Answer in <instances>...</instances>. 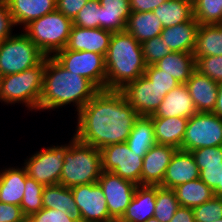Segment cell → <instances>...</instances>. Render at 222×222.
Masks as SVG:
<instances>
[{"label": "cell", "mask_w": 222, "mask_h": 222, "mask_svg": "<svg viewBox=\"0 0 222 222\" xmlns=\"http://www.w3.org/2000/svg\"><path fill=\"white\" fill-rule=\"evenodd\" d=\"M100 1L89 0L87 4L78 12L73 25L81 28H100Z\"/></svg>", "instance_id": "obj_36"}, {"label": "cell", "mask_w": 222, "mask_h": 222, "mask_svg": "<svg viewBox=\"0 0 222 222\" xmlns=\"http://www.w3.org/2000/svg\"><path fill=\"white\" fill-rule=\"evenodd\" d=\"M178 149L174 146L155 144L143 157L141 185H160L168 165Z\"/></svg>", "instance_id": "obj_15"}, {"label": "cell", "mask_w": 222, "mask_h": 222, "mask_svg": "<svg viewBox=\"0 0 222 222\" xmlns=\"http://www.w3.org/2000/svg\"><path fill=\"white\" fill-rule=\"evenodd\" d=\"M69 143L60 146H49L36 151L23 164L27 175L44 186L59 184L64 164L65 152Z\"/></svg>", "instance_id": "obj_11"}, {"label": "cell", "mask_w": 222, "mask_h": 222, "mask_svg": "<svg viewBox=\"0 0 222 222\" xmlns=\"http://www.w3.org/2000/svg\"><path fill=\"white\" fill-rule=\"evenodd\" d=\"M27 171L22 167H9L0 171V202L20 206L25 189Z\"/></svg>", "instance_id": "obj_23"}, {"label": "cell", "mask_w": 222, "mask_h": 222, "mask_svg": "<svg viewBox=\"0 0 222 222\" xmlns=\"http://www.w3.org/2000/svg\"><path fill=\"white\" fill-rule=\"evenodd\" d=\"M120 91L139 116L153 115L164 99L145 75L127 83Z\"/></svg>", "instance_id": "obj_14"}, {"label": "cell", "mask_w": 222, "mask_h": 222, "mask_svg": "<svg viewBox=\"0 0 222 222\" xmlns=\"http://www.w3.org/2000/svg\"><path fill=\"white\" fill-rule=\"evenodd\" d=\"M71 192L80 212V222H114L98 183L76 185L71 187Z\"/></svg>", "instance_id": "obj_13"}, {"label": "cell", "mask_w": 222, "mask_h": 222, "mask_svg": "<svg viewBox=\"0 0 222 222\" xmlns=\"http://www.w3.org/2000/svg\"><path fill=\"white\" fill-rule=\"evenodd\" d=\"M146 222H160V221L152 217V218H149Z\"/></svg>", "instance_id": "obj_51"}, {"label": "cell", "mask_w": 222, "mask_h": 222, "mask_svg": "<svg viewBox=\"0 0 222 222\" xmlns=\"http://www.w3.org/2000/svg\"><path fill=\"white\" fill-rule=\"evenodd\" d=\"M167 0H129L131 12L153 11Z\"/></svg>", "instance_id": "obj_47"}, {"label": "cell", "mask_w": 222, "mask_h": 222, "mask_svg": "<svg viewBox=\"0 0 222 222\" xmlns=\"http://www.w3.org/2000/svg\"><path fill=\"white\" fill-rule=\"evenodd\" d=\"M214 196L222 197V168H221V175H220V183L218 187L213 191Z\"/></svg>", "instance_id": "obj_50"}, {"label": "cell", "mask_w": 222, "mask_h": 222, "mask_svg": "<svg viewBox=\"0 0 222 222\" xmlns=\"http://www.w3.org/2000/svg\"><path fill=\"white\" fill-rule=\"evenodd\" d=\"M73 136L97 149L125 143L139 115L120 90H100L77 112Z\"/></svg>", "instance_id": "obj_1"}, {"label": "cell", "mask_w": 222, "mask_h": 222, "mask_svg": "<svg viewBox=\"0 0 222 222\" xmlns=\"http://www.w3.org/2000/svg\"><path fill=\"white\" fill-rule=\"evenodd\" d=\"M213 113L222 118V81L218 82V97Z\"/></svg>", "instance_id": "obj_49"}, {"label": "cell", "mask_w": 222, "mask_h": 222, "mask_svg": "<svg viewBox=\"0 0 222 222\" xmlns=\"http://www.w3.org/2000/svg\"><path fill=\"white\" fill-rule=\"evenodd\" d=\"M72 26L71 19L55 10L31 21L23 29L40 51L46 57H51L66 48Z\"/></svg>", "instance_id": "obj_6"}, {"label": "cell", "mask_w": 222, "mask_h": 222, "mask_svg": "<svg viewBox=\"0 0 222 222\" xmlns=\"http://www.w3.org/2000/svg\"><path fill=\"white\" fill-rule=\"evenodd\" d=\"M126 143L131 151L137 153H147L156 144L150 116H139L135 120Z\"/></svg>", "instance_id": "obj_32"}, {"label": "cell", "mask_w": 222, "mask_h": 222, "mask_svg": "<svg viewBox=\"0 0 222 222\" xmlns=\"http://www.w3.org/2000/svg\"><path fill=\"white\" fill-rule=\"evenodd\" d=\"M16 26L23 28L31 21L56 10V0H6Z\"/></svg>", "instance_id": "obj_22"}, {"label": "cell", "mask_w": 222, "mask_h": 222, "mask_svg": "<svg viewBox=\"0 0 222 222\" xmlns=\"http://www.w3.org/2000/svg\"><path fill=\"white\" fill-rule=\"evenodd\" d=\"M163 28L185 23L193 17V2L190 0H167L153 11Z\"/></svg>", "instance_id": "obj_30"}, {"label": "cell", "mask_w": 222, "mask_h": 222, "mask_svg": "<svg viewBox=\"0 0 222 222\" xmlns=\"http://www.w3.org/2000/svg\"><path fill=\"white\" fill-rule=\"evenodd\" d=\"M106 90H121L144 75L147 67L141 44L126 30L114 32L105 56Z\"/></svg>", "instance_id": "obj_3"}, {"label": "cell", "mask_w": 222, "mask_h": 222, "mask_svg": "<svg viewBox=\"0 0 222 222\" xmlns=\"http://www.w3.org/2000/svg\"><path fill=\"white\" fill-rule=\"evenodd\" d=\"M180 207L173 189L156 185L154 218L160 222H169Z\"/></svg>", "instance_id": "obj_33"}, {"label": "cell", "mask_w": 222, "mask_h": 222, "mask_svg": "<svg viewBox=\"0 0 222 222\" xmlns=\"http://www.w3.org/2000/svg\"><path fill=\"white\" fill-rule=\"evenodd\" d=\"M66 70L92 81L100 90L106 89L105 56L88 51L64 48L53 56Z\"/></svg>", "instance_id": "obj_10"}, {"label": "cell", "mask_w": 222, "mask_h": 222, "mask_svg": "<svg viewBox=\"0 0 222 222\" xmlns=\"http://www.w3.org/2000/svg\"><path fill=\"white\" fill-rule=\"evenodd\" d=\"M99 91L89 79L66 70L53 56L46 57L38 111L55 110L73 103L78 112Z\"/></svg>", "instance_id": "obj_2"}, {"label": "cell", "mask_w": 222, "mask_h": 222, "mask_svg": "<svg viewBox=\"0 0 222 222\" xmlns=\"http://www.w3.org/2000/svg\"><path fill=\"white\" fill-rule=\"evenodd\" d=\"M185 84L193 99L196 111L213 112L218 97V82L202 75L195 69Z\"/></svg>", "instance_id": "obj_18"}, {"label": "cell", "mask_w": 222, "mask_h": 222, "mask_svg": "<svg viewBox=\"0 0 222 222\" xmlns=\"http://www.w3.org/2000/svg\"><path fill=\"white\" fill-rule=\"evenodd\" d=\"M0 222H27V217L20 206L0 202Z\"/></svg>", "instance_id": "obj_44"}, {"label": "cell", "mask_w": 222, "mask_h": 222, "mask_svg": "<svg viewBox=\"0 0 222 222\" xmlns=\"http://www.w3.org/2000/svg\"><path fill=\"white\" fill-rule=\"evenodd\" d=\"M88 1L89 0H56V10L73 21Z\"/></svg>", "instance_id": "obj_45"}, {"label": "cell", "mask_w": 222, "mask_h": 222, "mask_svg": "<svg viewBox=\"0 0 222 222\" xmlns=\"http://www.w3.org/2000/svg\"><path fill=\"white\" fill-rule=\"evenodd\" d=\"M44 187L43 184L38 183L30 176H26L24 196L20 207L27 218L43 208L42 192Z\"/></svg>", "instance_id": "obj_35"}, {"label": "cell", "mask_w": 222, "mask_h": 222, "mask_svg": "<svg viewBox=\"0 0 222 222\" xmlns=\"http://www.w3.org/2000/svg\"><path fill=\"white\" fill-rule=\"evenodd\" d=\"M169 222H195L193 208L180 206Z\"/></svg>", "instance_id": "obj_48"}, {"label": "cell", "mask_w": 222, "mask_h": 222, "mask_svg": "<svg viewBox=\"0 0 222 222\" xmlns=\"http://www.w3.org/2000/svg\"><path fill=\"white\" fill-rule=\"evenodd\" d=\"M196 113V107L186 84H180L165 95L155 113L150 117L190 118Z\"/></svg>", "instance_id": "obj_19"}, {"label": "cell", "mask_w": 222, "mask_h": 222, "mask_svg": "<svg viewBox=\"0 0 222 222\" xmlns=\"http://www.w3.org/2000/svg\"><path fill=\"white\" fill-rule=\"evenodd\" d=\"M154 126L156 144L170 145L177 149L182 146L188 118L182 117H151Z\"/></svg>", "instance_id": "obj_24"}, {"label": "cell", "mask_w": 222, "mask_h": 222, "mask_svg": "<svg viewBox=\"0 0 222 222\" xmlns=\"http://www.w3.org/2000/svg\"><path fill=\"white\" fill-rule=\"evenodd\" d=\"M113 32L101 28H81L73 25L66 48L95 52L106 56Z\"/></svg>", "instance_id": "obj_16"}, {"label": "cell", "mask_w": 222, "mask_h": 222, "mask_svg": "<svg viewBox=\"0 0 222 222\" xmlns=\"http://www.w3.org/2000/svg\"><path fill=\"white\" fill-rule=\"evenodd\" d=\"M198 178H200V171L191 152L178 149L174 153L159 186L173 189L180 184Z\"/></svg>", "instance_id": "obj_17"}, {"label": "cell", "mask_w": 222, "mask_h": 222, "mask_svg": "<svg viewBox=\"0 0 222 222\" xmlns=\"http://www.w3.org/2000/svg\"><path fill=\"white\" fill-rule=\"evenodd\" d=\"M140 44L160 36L163 25L152 11L131 12L125 29Z\"/></svg>", "instance_id": "obj_26"}, {"label": "cell", "mask_w": 222, "mask_h": 222, "mask_svg": "<svg viewBox=\"0 0 222 222\" xmlns=\"http://www.w3.org/2000/svg\"><path fill=\"white\" fill-rule=\"evenodd\" d=\"M46 56L23 32L0 43V77L37 66Z\"/></svg>", "instance_id": "obj_7"}, {"label": "cell", "mask_w": 222, "mask_h": 222, "mask_svg": "<svg viewBox=\"0 0 222 222\" xmlns=\"http://www.w3.org/2000/svg\"><path fill=\"white\" fill-rule=\"evenodd\" d=\"M193 17L200 25L222 24V0H194Z\"/></svg>", "instance_id": "obj_34"}, {"label": "cell", "mask_w": 222, "mask_h": 222, "mask_svg": "<svg viewBox=\"0 0 222 222\" xmlns=\"http://www.w3.org/2000/svg\"><path fill=\"white\" fill-rule=\"evenodd\" d=\"M45 67L46 57L37 66L0 77L1 103H22L28 110L38 111Z\"/></svg>", "instance_id": "obj_5"}, {"label": "cell", "mask_w": 222, "mask_h": 222, "mask_svg": "<svg viewBox=\"0 0 222 222\" xmlns=\"http://www.w3.org/2000/svg\"><path fill=\"white\" fill-rule=\"evenodd\" d=\"M156 185H138L119 222H146L154 216Z\"/></svg>", "instance_id": "obj_21"}, {"label": "cell", "mask_w": 222, "mask_h": 222, "mask_svg": "<svg viewBox=\"0 0 222 222\" xmlns=\"http://www.w3.org/2000/svg\"><path fill=\"white\" fill-rule=\"evenodd\" d=\"M222 165L204 166L200 171V179L213 191L220 183Z\"/></svg>", "instance_id": "obj_46"}, {"label": "cell", "mask_w": 222, "mask_h": 222, "mask_svg": "<svg viewBox=\"0 0 222 222\" xmlns=\"http://www.w3.org/2000/svg\"><path fill=\"white\" fill-rule=\"evenodd\" d=\"M13 17L11 16L6 0H0V43L12 36L13 27H15Z\"/></svg>", "instance_id": "obj_43"}, {"label": "cell", "mask_w": 222, "mask_h": 222, "mask_svg": "<svg viewBox=\"0 0 222 222\" xmlns=\"http://www.w3.org/2000/svg\"><path fill=\"white\" fill-rule=\"evenodd\" d=\"M199 171L204 166L222 165V146L202 147L191 151Z\"/></svg>", "instance_id": "obj_40"}, {"label": "cell", "mask_w": 222, "mask_h": 222, "mask_svg": "<svg viewBox=\"0 0 222 222\" xmlns=\"http://www.w3.org/2000/svg\"><path fill=\"white\" fill-rule=\"evenodd\" d=\"M43 208L61 210L74 216L80 222V212L75 203L71 188L61 184L45 186L42 192Z\"/></svg>", "instance_id": "obj_28"}, {"label": "cell", "mask_w": 222, "mask_h": 222, "mask_svg": "<svg viewBox=\"0 0 222 222\" xmlns=\"http://www.w3.org/2000/svg\"><path fill=\"white\" fill-rule=\"evenodd\" d=\"M222 146V118L213 112H197L188 118L182 146L191 152L202 147Z\"/></svg>", "instance_id": "obj_8"}, {"label": "cell", "mask_w": 222, "mask_h": 222, "mask_svg": "<svg viewBox=\"0 0 222 222\" xmlns=\"http://www.w3.org/2000/svg\"><path fill=\"white\" fill-rule=\"evenodd\" d=\"M27 222H79V220L61 210L42 208L31 214L27 218Z\"/></svg>", "instance_id": "obj_42"}, {"label": "cell", "mask_w": 222, "mask_h": 222, "mask_svg": "<svg viewBox=\"0 0 222 222\" xmlns=\"http://www.w3.org/2000/svg\"><path fill=\"white\" fill-rule=\"evenodd\" d=\"M193 55L195 61L206 56H222V24L199 25Z\"/></svg>", "instance_id": "obj_29"}, {"label": "cell", "mask_w": 222, "mask_h": 222, "mask_svg": "<svg viewBox=\"0 0 222 222\" xmlns=\"http://www.w3.org/2000/svg\"><path fill=\"white\" fill-rule=\"evenodd\" d=\"M180 206L194 208L199 206L213 196V190L200 178L183 183L173 188Z\"/></svg>", "instance_id": "obj_31"}, {"label": "cell", "mask_w": 222, "mask_h": 222, "mask_svg": "<svg viewBox=\"0 0 222 222\" xmlns=\"http://www.w3.org/2000/svg\"><path fill=\"white\" fill-rule=\"evenodd\" d=\"M199 22L192 17L185 23L163 28L160 37L172 52L193 53Z\"/></svg>", "instance_id": "obj_20"}, {"label": "cell", "mask_w": 222, "mask_h": 222, "mask_svg": "<svg viewBox=\"0 0 222 222\" xmlns=\"http://www.w3.org/2000/svg\"><path fill=\"white\" fill-rule=\"evenodd\" d=\"M155 66L180 84H185L196 69L193 53L187 52H171L159 60Z\"/></svg>", "instance_id": "obj_27"}, {"label": "cell", "mask_w": 222, "mask_h": 222, "mask_svg": "<svg viewBox=\"0 0 222 222\" xmlns=\"http://www.w3.org/2000/svg\"><path fill=\"white\" fill-rule=\"evenodd\" d=\"M104 193L110 217L119 221L130 204L138 185L113 172L102 171L97 182Z\"/></svg>", "instance_id": "obj_12"}, {"label": "cell", "mask_w": 222, "mask_h": 222, "mask_svg": "<svg viewBox=\"0 0 222 222\" xmlns=\"http://www.w3.org/2000/svg\"><path fill=\"white\" fill-rule=\"evenodd\" d=\"M102 172L101 151L77 140L69 141L59 184L71 188L76 185L97 183Z\"/></svg>", "instance_id": "obj_4"}, {"label": "cell", "mask_w": 222, "mask_h": 222, "mask_svg": "<svg viewBox=\"0 0 222 222\" xmlns=\"http://www.w3.org/2000/svg\"><path fill=\"white\" fill-rule=\"evenodd\" d=\"M164 42L165 41L158 36L141 43L144 61L147 66L155 65L159 60L172 52Z\"/></svg>", "instance_id": "obj_37"}, {"label": "cell", "mask_w": 222, "mask_h": 222, "mask_svg": "<svg viewBox=\"0 0 222 222\" xmlns=\"http://www.w3.org/2000/svg\"><path fill=\"white\" fill-rule=\"evenodd\" d=\"M196 70L216 82L222 81V56H206L195 61Z\"/></svg>", "instance_id": "obj_41"}, {"label": "cell", "mask_w": 222, "mask_h": 222, "mask_svg": "<svg viewBox=\"0 0 222 222\" xmlns=\"http://www.w3.org/2000/svg\"><path fill=\"white\" fill-rule=\"evenodd\" d=\"M100 1V28L111 32H120L126 29L131 14L129 0H99Z\"/></svg>", "instance_id": "obj_25"}, {"label": "cell", "mask_w": 222, "mask_h": 222, "mask_svg": "<svg viewBox=\"0 0 222 222\" xmlns=\"http://www.w3.org/2000/svg\"><path fill=\"white\" fill-rule=\"evenodd\" d=\"M195 222H213L222 218V197L213 196L207 202L193 208Z\"/></svg>", "instance_id": "obj_38"}, {"label": "cell", "mask_w": 222, "mask_h": 222, "mask_svg": "<svg viewBox=\"0 0 222 222\" xmlns=\"http://www.w3.org/2000/svg\"><path fill=\"white\" fill-rule=\"evenodd\" d=\"M213 222H222V218L216 219V220H214Z\"/></svg>", "instance_id": "obj_52"}, {"label": "cell", "mask_w": 222, "mask_h": 222, "mask_svg": "<svg viewBox=\"0 0 222 222\" xmlns=\"http://www.w3.org/2000/svg\"><path fill=\"white\" fill-rule=\"evenodd\" d=\"M144 75L162 93L163 97L180 85L172 76L163 73V71L159 70L155 65H148L144 71Z\"/></svg>", "instance_id": "obj_39"}, {"label": "cell", "mask_w": 222, "mask_h": 222, "mask_svg": "<svg viewBox=\"0 0 222 222\" xmlns=\"http://www.w3.org/2000/svg\"><path fill=\"white\" fill-rule=\"evenodd\" d=\"M100 151L102 171L113 172L123 179L141 185L143 157L146 153L131 151L126 142L105 146Z\"/></svg>", "instance_id": "obj_9"}]
</instances>
